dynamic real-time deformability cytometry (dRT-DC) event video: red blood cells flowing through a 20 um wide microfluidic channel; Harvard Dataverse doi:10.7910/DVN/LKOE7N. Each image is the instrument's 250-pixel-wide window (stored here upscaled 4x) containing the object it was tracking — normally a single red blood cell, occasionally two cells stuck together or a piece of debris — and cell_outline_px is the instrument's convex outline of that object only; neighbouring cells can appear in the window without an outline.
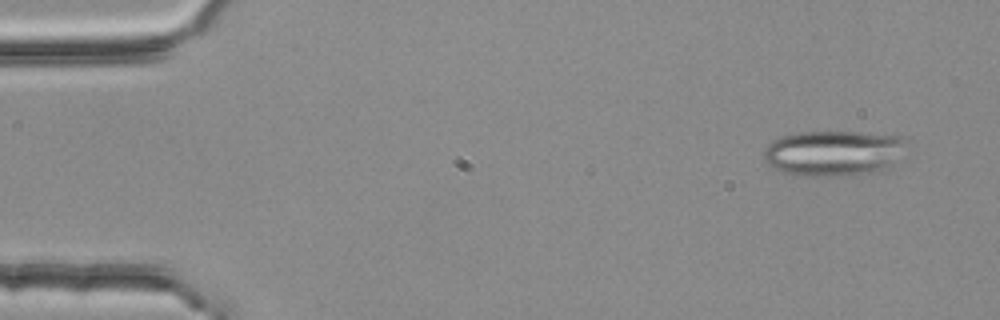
{"species": "common noctule bat (a hibernating species)", "species_latin": "Nyctalus noctula", "temperature_condition": "room temperature", "stored_images_in_passage": 4, "camera_frame_rate_fps": 3000, "um_per_image_px": 0.085, "animal": {"sex": "female", "body_mass_g": 25.1}, "frame": {"image": 1, "passage_image": 1, "time_ms": 0.0, "image_size_px": [1000, 320], "cell_outline_px": [[900, 140], [888, 164], [884, 168], [876, 172], [832, 176], [804, 176], [784, 172], [768, 164], [764, 160], [764, 148], [768, 144], [784, 136], [800, 132], [860, 132], [900, 136]], "centroid_in_image_um": [70.64, 13.01], "position_along_channel_um": 14.4, "area_um2": 36.13}}